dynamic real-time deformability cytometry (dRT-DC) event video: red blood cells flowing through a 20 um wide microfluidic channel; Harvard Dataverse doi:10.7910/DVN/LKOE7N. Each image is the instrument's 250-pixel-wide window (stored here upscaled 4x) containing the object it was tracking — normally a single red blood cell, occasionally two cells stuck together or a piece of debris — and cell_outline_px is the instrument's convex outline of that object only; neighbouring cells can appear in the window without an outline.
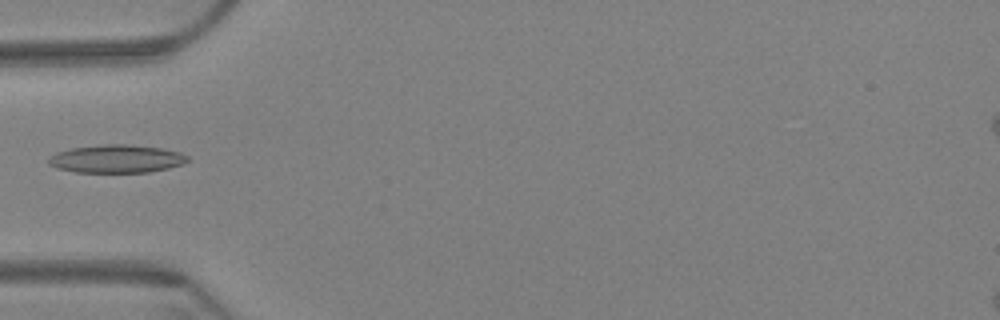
{"species": "Egyptian fruit bat (a non-hibernating species)", "species_latin": "Rousettus aegyptiacus", "temperature_condition": "warm", "stored_images_in_passage": 6, "camera_frame_rate_fps": 3000, "um_per_image_px": 0.085, "animal": {"sex": "female"}, "frame": {"image": 1, "passage_image": 6, "time_ms": 1.667, "image_size_px": [1000, 320], "cell_outline_px": [[188, 160], [184, 164], [168, 168], [148, 172], [76, 172], [56, 168], [48, 164], [48, 160], [56, 152], [68, 148], [104, 144], [128, 144], [164, 148], [180, 152], [188, 156]], "centroid_in_image_um": [9.91, 13.49], "position_along_channel_um": 75.1, "area_um2": 22.89}}